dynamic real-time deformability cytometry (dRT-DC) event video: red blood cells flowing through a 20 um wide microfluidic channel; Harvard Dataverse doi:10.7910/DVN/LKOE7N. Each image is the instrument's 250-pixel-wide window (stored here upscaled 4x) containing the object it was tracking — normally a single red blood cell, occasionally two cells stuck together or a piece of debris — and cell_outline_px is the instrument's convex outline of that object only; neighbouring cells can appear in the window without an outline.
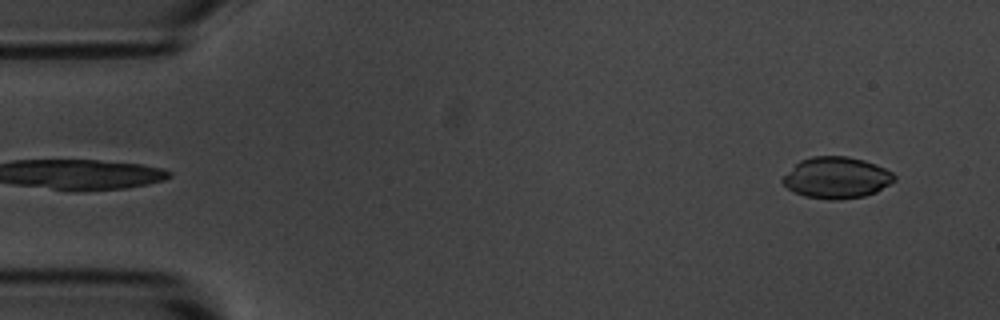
{"species": "common noctule bat (a hibernating species)", "species_latin": "Nyctalus noctula", "temperature_condition": "room temperature", "stored_images_in_passage": 4, "camera_frame_rate_fps": 3000, "um_per_image_px": 0.085, "animal": {"sex": "male", "body_mass_g": 20.1, "forearm_length_mm": 53.5}, "frame": {"image": 1, "passage_image": 4, "time_ms": 4.333, "image_size_px": [1000, 320], "cell_outline_px": [[896, 180], [876, 192], [864, 196], [840, 200], [828, 200], [804, 196], [792, 192], [780, 180], [800, 160], [812, 156], [848, 156], [864, 160], [876, 164], [892, 172], [896, 176]], "centroid_in_image_um": [71.11, 15.11], "position_along_channel_um": 13.9, "area_um2": 27.05}}